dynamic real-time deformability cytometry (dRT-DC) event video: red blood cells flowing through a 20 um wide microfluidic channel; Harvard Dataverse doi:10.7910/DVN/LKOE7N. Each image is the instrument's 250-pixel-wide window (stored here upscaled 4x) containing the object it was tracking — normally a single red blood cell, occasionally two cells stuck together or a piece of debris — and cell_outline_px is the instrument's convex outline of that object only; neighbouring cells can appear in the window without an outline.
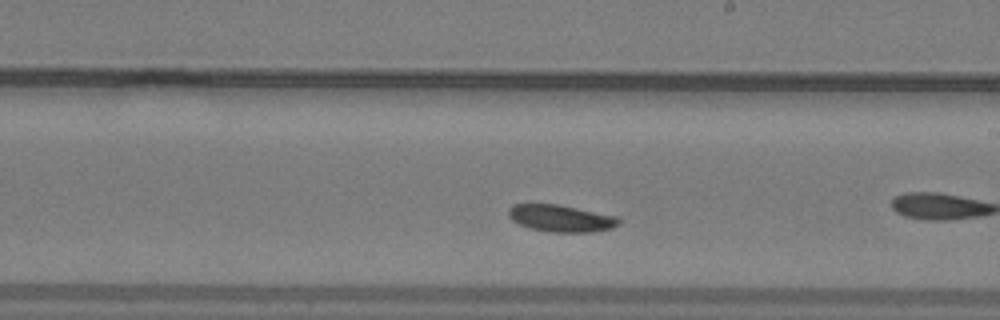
{"species": "common noctule bat (a hibernating species)", "species_latin": "Nyctalus noctula", "temperature_condition": "warm", "stored_images_in_passage": 25, "camera_frame_rate_fps": 3000, "um_per_image_px": 0.085, "animal": {"sex": "male", "body_mass_g": 19.2, "forearm_length_mm": 51.8}, "frame": {"image": 1, "passage_image": 12, "time_ms": 3.667, "image_size_px": [1000, 320], "cell_outline_px": [[620, 224], [612, 228], [592, 232], [548, 232], [532, 228], [520, 224], [512, 220], [508, 216], [508, 208], [512, 204], [556, 204], [616, 216], [620, 220]], "centroid_in_image_um": [47.66, 18.56], "position_along_channel_um": 241.3, "area_um2": 17.22}}